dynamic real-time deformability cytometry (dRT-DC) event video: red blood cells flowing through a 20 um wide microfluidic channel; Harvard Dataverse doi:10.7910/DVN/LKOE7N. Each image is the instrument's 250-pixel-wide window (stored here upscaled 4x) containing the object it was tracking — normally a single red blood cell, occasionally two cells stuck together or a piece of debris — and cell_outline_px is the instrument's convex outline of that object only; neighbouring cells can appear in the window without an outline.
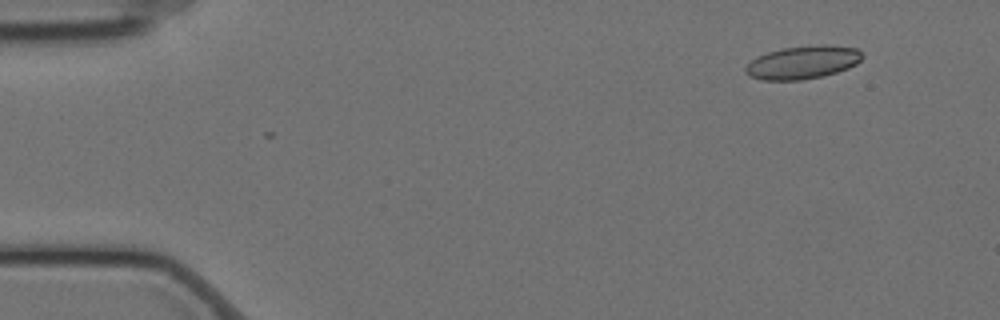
{"species": "Egyptian fruit bat (a non-hibernating species)", "species_latin": "Rousettus aegyptiacus", "temperature_condition": "cold", "stored_images_in_passage": 53, "camera_frame_rate_fps": 3000, "um_per_image_px": 0.085, "animal": {"sex": "female"}, "frame": {"image": 1, "passage_image": 1, "time_ms": 0.0, "image_size_px": [1000, 320], "cell_outline_px": [[864, 56], [856, 64], [848, 68], [824, 76], [800, 80], [760, 80], [748, 76], [744, 72], [744, 68], [756, 56], [768, 52], [784, 48], [812, 44], [824, 44], [856, 48]], "centroid_in_image_um": [68.21, 5.3], "position_along_channel_um": 16.8, "area_um2": 22.72}}
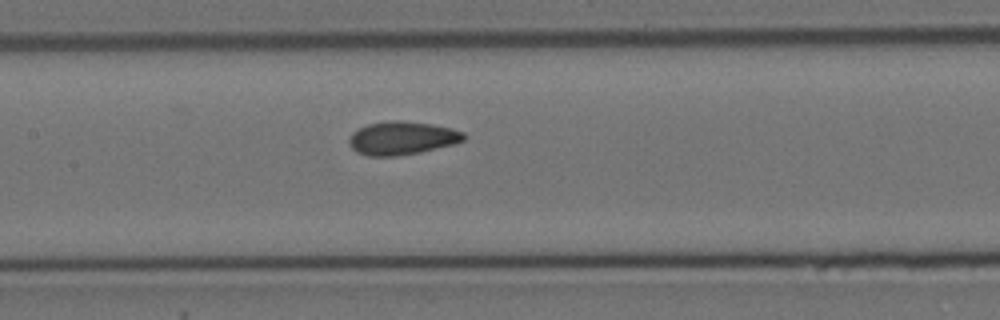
{"frame": {"image": 2, "passage_image": 23, "time_ms": 7.333, "image_size_px": [1000, 320], "cell_outline_px": [[468, 136], [464, 140], [452, 144], [420, 152], [396, 156], [368, 156], [356, 152], [348, 144], [348, 140], [352, 132], [368, 124], [392, 120], [396, 120], [432, 124], [452, 128], [464, 132]], "centroid_in_image_um": [34.16, 11.74], "position_along_channel_um": 173.2, "area_um2": 22.25}}
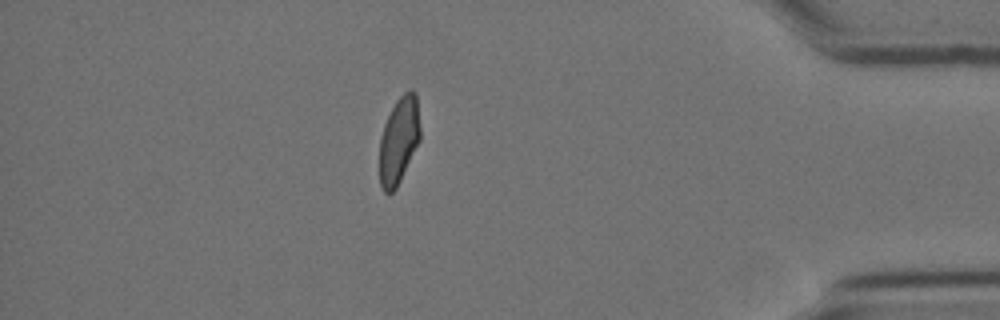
{"frame": {"image": 3, "passage_image": 46, "time_ms": 15.0, "image_size_px": [1000, 320], "cell_outline_px": [[420, 140], [396, 188], [392, 192], [384, 192], [380, 184], [380, 136], [384, 124], [396, 100], [404, 92], [416, 92], [420, 128]], "centroid_in_image_um": [33.9, 11.93], "position_along_channel_um": 401.3, "area_um2": 20.29}, "authors_computed_cell_mechanics": {"area_um2": 21.7906, "velocity_mm_per_s": 3.5065, "shape_relaxation_time_tau1_ms": null, "shape_relaxation_time_tau2_ms": 1.4354, "deformation_change_tau1": null, "deformation_change_tau2": 0.0675}}